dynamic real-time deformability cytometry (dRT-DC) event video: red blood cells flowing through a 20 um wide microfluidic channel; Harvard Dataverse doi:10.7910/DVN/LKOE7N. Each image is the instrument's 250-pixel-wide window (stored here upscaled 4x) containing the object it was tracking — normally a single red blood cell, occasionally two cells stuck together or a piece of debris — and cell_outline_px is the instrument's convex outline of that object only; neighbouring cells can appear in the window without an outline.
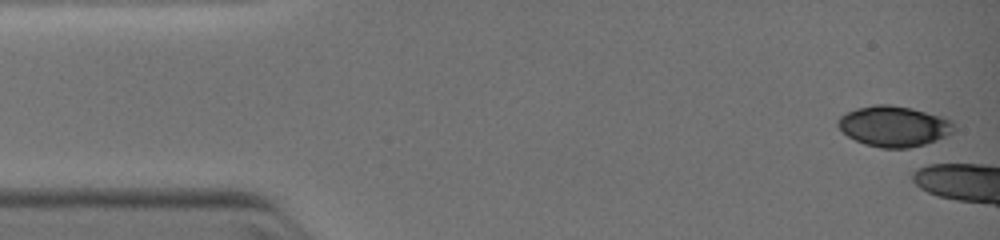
{"species": "common noctule bat (a hibernating species)", "species_latin": "Nyctalus noctula", "temperature_condition": "warm", "stored_images_in_passage": 3, "camera_frame_rate_fps": 3000, "um_per_image_px": 0.085, "animal": {"sex": "female", "body_mass_g": 19.0, "forearm_length_mm": 51.5}, "frame": {"image": 1, "passage_image": 1, "time_ms": 0.0, "image_size_px": [1000, 240], "cell_outline_px": [[952, 132], [944, 136], [924, 144], [908, 148], [884, 148], [864, 144], [848, 136], [836, 124], [840, 116], [856, 108], [872, 104], [892, 104], [912, 108], [944, 116], [952, 120]], "centroid_in_image_um": [75.96, 10.71], "position_along_channel_um": 9.0, "area_um2": 27.34}}